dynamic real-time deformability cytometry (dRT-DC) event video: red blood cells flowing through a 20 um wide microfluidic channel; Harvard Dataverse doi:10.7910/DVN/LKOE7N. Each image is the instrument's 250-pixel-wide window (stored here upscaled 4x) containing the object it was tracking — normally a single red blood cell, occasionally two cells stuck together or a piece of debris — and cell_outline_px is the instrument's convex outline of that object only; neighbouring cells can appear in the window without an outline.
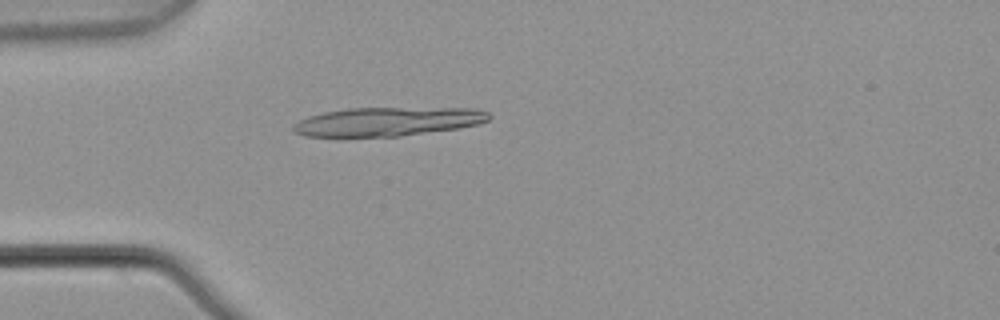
{"species": "common noctule bat (a hibernating species)", "species_latin": "Nyctalus noctula", "temperature_condition": "warm", "stored_images_in_passage": 4, "camera_frame_rate_fps": 3000, "um_per_image_px": 0.085, "animal": {"sex": "male", "body_mass_g": 21.5, "forearm_length_mm": 52.0}, "frame": {"image": 1, "passage_image": 4, "time_ms": 1.0, "image_size_px": [1000, 320], "cell_outline_px": [[492, 116], [488, 120], [480, 124], [460, 128], [400, 136], [344, 140], [304, 136], [296, 132], [292, 128], [292, 124], [308, 116], [324, 112], [348, 108], [472, 108], [488, 112]], "centroid_in_image_um": [32.85, 10.38], "position_along_channel_um": 52.1, "area_um2": 34.22}}